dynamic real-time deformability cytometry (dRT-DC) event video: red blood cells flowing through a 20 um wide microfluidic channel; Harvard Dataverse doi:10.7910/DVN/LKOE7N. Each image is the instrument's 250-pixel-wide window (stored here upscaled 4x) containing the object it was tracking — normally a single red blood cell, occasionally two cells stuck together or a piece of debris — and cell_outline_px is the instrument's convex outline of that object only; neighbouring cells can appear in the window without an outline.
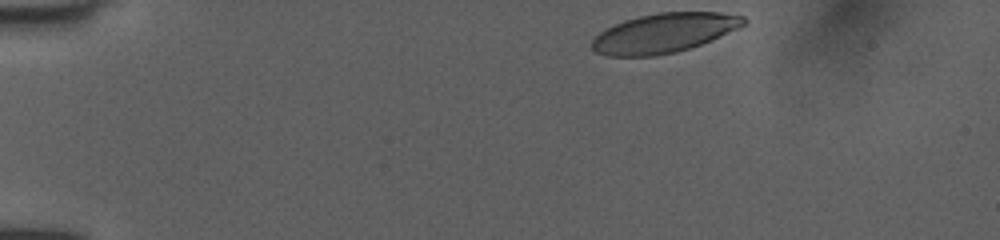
{"species": "human", "species_latin": "Homo sapiens", "temperature_condition": "room temperature", "stored_images_in_passage": 37, "camera_frame_rate_fps": 3000, "um_per_image_px": 0.085, "donor": {"sex": "female"}, "frame": {"image": 1, "passage_image": 1, "time_ms": 0.0, "image_size_px": [1000, 240], "cell_outline_px": [[748, 20], [744, 24], [712, 40], [676, 52], [652, 56], [608, 56], [596, 52], [592, 48], [592, 40], [600, 32], [624, 20], [656, 12], [720, 12], [744, 16]], "centroid_in_image_um": [56.44, 2.8], "position_along_channel_um": 28.6, "area_um2": 34.51}}
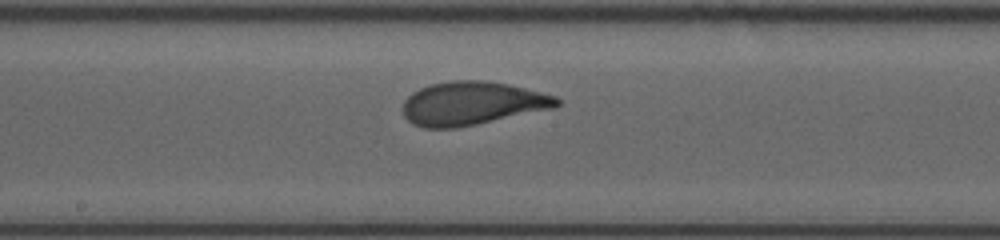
{"frame": {"image": 2, "passage_image": 21, "time_ms": 6.667, "image_size_px": [1000, 240], "cell_outline_px": [[560, 104], [556, 108], [456, 128], [424, 128], [412, 124], [404, 116], [404, 100], [412, 92], [428, 84], [452, 80], [488, 80], [508, 84], [556, 96], [560, 100]], "centroid_in_image_um": [40.13, 8.78], "position_along_channel_um": 208.1, "area_um2": 39.13}}
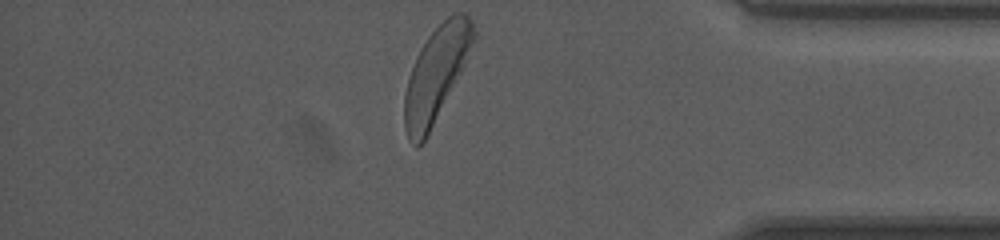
{"frame": {"image": 3, "passage_image": 37, "time_ms": 12.0, "image_size_px": [1000, 240], "cell_outline_px": [[476, 36], [464, 68], [428, 136], [416, 148], [408, 140], [404, 128], [404, 96], [408, 80], [416, 56], [420, 48], [428, 36], [452, 12], [464, 12], [472, 20], [476, 32]], "centroid_in_image_um": [37.09, 6.31], "position_along_channel_um": 398.1, "area_um2": 38.26}, "authors_computed_cell_mechanics": {"area_um2": 37.9168, "velocity_mm_per_s": 4.0055, "shape_relaxation_time_tau1_ms": 2.6793, "shape_relaxation_time_tau2_ms": null, "deformation_change_tau1": 0.146, "deformation_change_tau2": null}}